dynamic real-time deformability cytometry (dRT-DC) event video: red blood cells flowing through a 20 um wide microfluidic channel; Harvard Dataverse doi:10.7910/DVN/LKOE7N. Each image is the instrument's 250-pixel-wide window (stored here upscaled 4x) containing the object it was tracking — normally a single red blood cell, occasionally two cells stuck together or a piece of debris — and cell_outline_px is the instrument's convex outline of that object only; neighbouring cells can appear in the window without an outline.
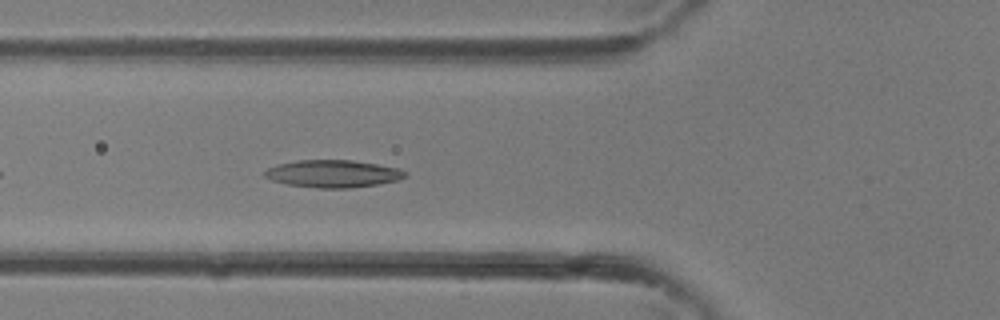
{"species": "common noctule bat (a hibernating species)", "species_latin": "Nyctalus noctula", "temperature_condition": "room temperature", "stored_images_in_passage": 26, "camera_frame_rate_fps": 3000, "um_per_image_px": 0.085, "animal": {"sex": "female"}, "frame": {"image": 1, "passage_image": 3, "time_ms": 0.667, "image_size_px": [1000, 320], "cell_outline_px": [[408, 176], [396, 180], [376, 184], [352, 188], [320, 188], [288, 184], [272, 180], [264, 176], [264, 172], [268, 168], [280, 164], [296, 160], [352, 160], [400, 168], [408, 172]], "centroid_in_image_um": [28.34, 14.76], "position_along_channel_um": 97.5, "area_um2": 22.31}}
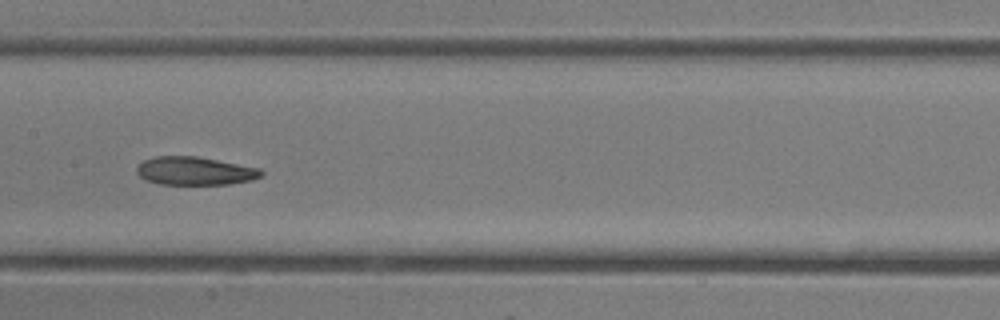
{"frame": {"image": 2, "passage_image": 8, "time_ms": 2.333, "image_size_px": [1000, 320], "cell_outline_px": [[264, 172], [260, 176], [252, 180], [228, 184], [160, 184], [144, 180], [136, 172], [136, 168], [144, 160], [152, 156], [196, 156], [260, 168]], "centroid_in_image_um": [16.54, 14.53], "position_along_channel_um": 190.9, "area_um2": 20.46}}
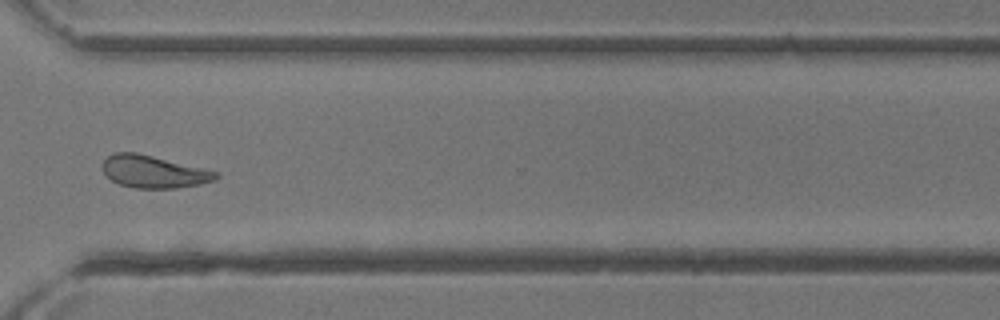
{"frame": {"image": 3, "passage_image": 17, "time_ms": 5.333, "image_size_px": [1000, 320], "cell_outline_px": [[220, 176], [216, 180], [200, 184], [176, 188], [136, 188], [120, 184], [112, 180], [104, 172], [104, 160], [108, 156], [116, 152], [136, 152], [204, 168], [220, 172]], "centroid_in_image_um": [13.12, 14.59], "position_along_channel_um": 357.5, "area_um2": 21.27}}